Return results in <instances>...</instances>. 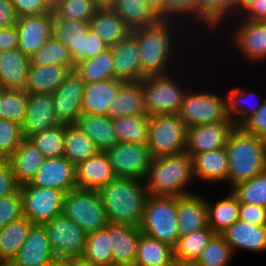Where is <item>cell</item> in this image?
I'll return each mask as SVG.
<instances>
[{
    "instance_id": "1",
    "label": "cell",
    "mask_w": 266,
    "mask_h": 266,
    "mask_svg": "<svg viewBox=\"0 0 266 266\" xmlns=\"http://www.w3.org/2000/svg\"><path fill=\"white\" fill-rule=\"evenodd\" d=\"M184 24L175 20L161 19L156 24L131 31L137 38L140 67L145 76L165 75L179 69L178 64L180 63L178 60H183L180 54L184 52L180 50L185 45L181 42H187L182 32L184 31L186 35L185 31L189 30L190 32L191 30L186 29ZM181 26L183 29H181ZM183 38L185 40H182Z\"/></svg>"
},
{
    "instance_id": "2",
    "label": "cell",
    "mask_w": 266,
    "mask_h": 266,
    "mask_svg": "<svg viewBox=\"0 0 266 266\" xmlns=\"http://www.w3.org/2000/svg\"><path fill=\"white\" fill-rule=\"evenodd\" d=\"M98 193L110 223L139 227L149 197L145 180L115 177Z\"/></svg>"
},
{
    "instance_id": "3",
    "label": "cell",
    "mask_w": 266,
    "mask_h": 266,
    "mask_svg": "<svg viewBox=\"0 0 266 266\" xmlns=\"http://www.w3.org/2000/svg\"><path fill=\"white\" fill-rule=\"evenodd\" d=\"M194 180L193 157L186 152L153 158L145 178L149 195L175 197L193 193L187 186Z\"/></svg>"
},
{
    "instance_id": "4",
    "label": "cell",
    "mask_w": 266,
    "mask_h": 266,
    "mask_svg": "<svg viewBox=\"0 0 266 266\" xmlns=\"http://www.w3.org/2000/svg\"><path fill=\"white\" fill-rule=\"evenodd\" d=\"M226 151L231 188L266 171V145L263 138L249 135L236 127L228 138Z\"/></svg>"
},
{
    "instance_id": "5",
    "label": "cell",
    "mask_w": 266,
    "mask_h": 266,
    "mask_svg": "<svg viewBox=\"0 0 266 266\" xmlns=\"http://www.w3.org/2000/svg\"><path fill=\"white\" fill-rule=\"evenodd\" d=\"M139 229L174 248L179 238L177 197L149 195Z\"/></svg>"
},
{
    "instance_id": "6",
    "label": "cell",
    "mask_w": 266,
    "mask_h": 266,
    "mask_svg": "<svg viewBox=\"0 0 266 266\" xmlns=\"http://www.w3.org/2000/svg\"><path fill=\"white\" fill-rule=\"evenodd\" d=\"M176 74L175 71V74L171 72L165 75H150L141 80L144 106L148 115L179 112L184 96L191 86H183Z\"/></svg>"
},
{
    "instance_id": "7",
    "label": "cell",
    "mask_w": 266,
    "mask_h": 266,
    "mask_svg": "<svg viewBox=\"0 0 266 266\" xmlns=\"http://www.w3.org/2000/svg\"><path fill=\"white\" fill-rule=\"evenodd\" d=\"M210 91L201 92L200 89L195 91L192 86L185 94L177 114L188 128L230 119L227 113L226 95L223 97Z\"/></svg>"
},
{
    "instance_id": "8",
    "label": "cell",
    "mask_w": 266,
    "mask_h": 266,
    "mask_svg": "<svg viewBox=\"0 0 266 266\" xmlns=\"http://www.w3.org/2000/svg\"><path fill=\"white\" fill-rule=\"evenodd\" d=\"M63 213L87 234L104 229L110 222L97 190L75 188L65 194Z\"/></svg>"
},
{
    "instance_id": "9",
    "label": "cell",
    "mask_w": 266,
    "mask_h": 266,
    "mask_svg": "<svg viewBox=\"0 0 266 266\" xmlns=\"http://www.w3.org/2000/svg\"><path fill=\"white\" fill-rule=\"evenodd\" d=\"M187 129L178 114L151 115L147 145L153 158L185 152Z\"/></svg>"
},
{
    "instance_id": "10",
    "label": "cell",
    "mask_w": 266,
    "mask_h": 266,
    "mask_svg": "<svg viewBox=\"0 0 266 266\" xmlns=\"http://www.w3.org/2000/svg\"><path fill=\"white\" fill-rule=\"evenodd\" d=\"M20 192L23 215L33 224L43 225L63 213L65 193L61 190L27 183L21 185Z\"/></svg>"
},
{
    "instance_id": "11",
    "label": "cell",
    "mask_w": 266,
    "mask_h": 266,
    "mask_svg": "<svg viewBox=\"0 0 266 266\" xmlns=\"http://www.w3.org/2000/svg\"><path fill=\"white\" fill-rule=\"evenodd\" d=\"M56 258L82 257L87 233L64 213L43 224Z\"/></svg>"
},
{
    "instance_id": "12",
    "label": "cell",
    "mask_w": 266,
    "mask_h": 266,
    "mask_svg": "<svg viewBox=\"0 0 266 266\" xmlns=\"http://www.w3.org/2000/svg\"><path fill=\"white\" fill-rule=\"evenodd\" d=\"M106 154L116 177L145 180L153 160L147 144L119 142Z\"/></svg>"
},
{
    "instance_id": "13",
    "label": "cell",
    "mask_w": 266,
    "mask_h": 266,
    "mask_svg": "<svg viewBox=\"0 0 266 266\" xmlns=\"http://www.w3.org/2000/svg\"><path fill=\"white\" fill-rule=\"evenodd\" d=\"M227 25H233V28L229 26L232 31V39L229 40H232L234 49H238L243 59L252 63L266 61V24L263 21H250L236 16Z\"/></svg>"
},
{
    "instance_id": "14",
    "label": "cell",
    "mask_w": 266,
    "mask_h": 266,
    "mask_svg": "<svg viewBox=\"0 0 266 266\" xmlns=\"http://www.w3.org/2000/svg\"><path fill=\"white\" fill-rule=\"evenodd\" d=\"M54 12L18 17V49L31 57L53 36Z\"/></svg>"
},
{
    "instance_id": "15",
    "label": "cell",
    "mask_w": 266,
    "mask_h": 266,
    "mask_svg": "<svg viewBox=\"0 0 266 266\" xmlns=\"http://www.w3.org/2000/svg\"><path fill=\"white\" fill-rule=\"evenodd\" d=\"M85 83L71 71L64 82L52 93L53 105L61 124H75L82 115Z\"/></svg>"
},
{
    "instance_id": "16",
    "label": "cell",
    "mask_w": 266,
    "mask_h": 266,
    "mask_svg": "<svg viewBox=\"0 0 266 266\" xmlns=\"http://www.w3.org/2000/svg\"><path fill=\"white\" fill-rule=\"evenodd\" d=\"M236 125L229 119L211 124L192 126L187 129L185 152L190 156L206 151L225 148L230 134Z\"/></svg>"
},
{
    "instance_id": "17",
    "label": "cell",
    "mask_w": 266,
    "mask_h": 266,
    "mask_svg": "<svg viewBox=\"0 0 266 266\" xmlns=\"http://www.w3.org/2000/svg\"><path fill=\"white\" fill-rule=\"evenodd\" d=\"M61 125L56 116L52 94L27 93L26 117L22 124L24 139Z\"/></svg>"
},
{
    "instance_id": "18",
    "label": "cell",
    "mask_w": 266,
    "mask_h": 266,
    "mask_svg": "<svg viewBox=\"0 0 266 266\" xmlns=\"http://www.w3.org/2000/svg\"><path fill=\"white\" fill-rule=\"evenodd\" d=\"M55 258L46 228L34 224L26 241L7 266H47Z\"/></svg>"
},
{
    "instance_id": "19",
    "label": "cell",
    "mask_w": 266,
    "mask_h": 266,
    "mask_svg": "<svg viewBox=\"0 0 266 266\" xmlns=\"http://www.w3.org/2000/svg\"><path fill=\"white\" fill-rule=\"evenodd\" d=\"M31 184L42 188L58 189L66 194L78 187L76 168L65 156L47 158Z\"/></svg>"
},
{
    "instance_id": "20",
    "label": "cell",
    "mask_w": 266,
    "mask_h": 266,
    "mask_svg": "<svg viewBox=\"0 0 266 266\" xmlns=\"http://www.w3.org/2000/svg\"><path fill=\"white\" fill-rule=\"evenodd\" d=\"M111 48L116 79L138 82L146 77L140 67L137 38L132 32Z\"/></svg>"
},
{
    "instance_id": "21",
    "label": "cell",
    "mask_w": 266,
    "mask_h": 266,
    "mask_svg": "<svg viewBox=\"0 0 266 266\" xmlns=\"http://www.w3.org/2000/svg\"><path fill=\"white\" fill-rule=\"evenodd\" d=\"M191 193L177 197L179 237L208 227L206 197Z\"/></svg>"
},
{
    "instance_id": "22",
    "label": "cell",
    "mask_w": 266,
    "mask_h": 266,
    "mask_svg": "<svg viewBox=\"0 0 266 266\" xmlns=\"http://www.w3.org/2000/svg\"><path fill=\"white\" fill-rule=\"evenodd\" d=\"M106 228L111 237L112 264L134 266L142 233L139 227L109 223Z\"/></svg>"
},
{
    "instance_id": "23",
    "label": "cell",
    "mask_w": 266,
    "mask_h": 266,
    "mask_svg": "<svg viewBox=\"0 0 266 266\" xmlns=\"http://www.w3.org/2000/svg\"><path fill=\"white\" fill-rule=\"evenodd\" d=\"M78 188L99 190L116 176L106 152L99 151L76 167Z\"/></svg>"
},
{
    "instance_id": "24",
    "label": "cell",
    "mask_w": 266,
    "mask_h": 266,
    "mask_svg": "<svg viewBox=\"0 0 266 266\" xmlns=\"http://www.w3.org/2000/svg\"><path fill=\"white\" fill-rule=\"evenodd\" d=\"M89 21L69 19L53 20V36L69 48L74 64L86 60Z\"/></svg>"
},
{
    "instance_id": "25",
    "label": "cell",
    "mask_w": 266,
    "mask_h": 266,
    "mask_svg": "<svg viewBox=\"0 0 266 266\" xmlns=\"http://www.w3.org/2000/svg\"><path fill=\"white\" fill-rule=\"evenodd\" d=\"M222 235L231 246L234 255L240 249L254 253L266 251V226L253 225L238 220Z\"/></svg>"
},
{
    "instance_id": "26",
    "label": "cell",
    "mask_w": 266,
    "mask_h": 266,
    "mask_svg": "<svg viewBox=\"0 0 266 266\" xmlns=\"http://www.w3.org/2000/svg\"><path fill=\"white\" fill-rule=\"evenodd\" d=\"M30 58L18 48L0 51V88L24 90Z\"/></svg>"
},
{
    "instance_id": "27",
    "label": "cell",
    "mask_w": 266,
    "mask_h": 266,
    "mask_svg": "<svg viewBox=\"0 0 266 266\" xmlns=\"http://www.w3.org/2000/svg\"><path fill=\"white\" fill-rule=\"evenodd\" d=\"M124 83V81L115 78L85 84L82 112L89 115L107 116L112 100Z\"/></svg>"
},
{
    "instance_id": "28",
    "label": "cell",
    "mask_w": 266,
    "mask_h": 266,
    "mask_svg": "<svg viewBox=\"0 0 266 266\" xmlns=\"http://www.w3.org/2000/svg\"><path fill=\"white\" fill-rule=\"evenodd\" d=\"M193 157L196 180L206 183H228V155L225 148L195 154Z\"/></svg>"
},
{
    "instance_id": "29",
    "label": "cell",
    "mask_w": 266,
    "mask_h": 266,
    "mask_svg": "<svg viewBox=\"0 0 266 266\" xmlns=\"http://www.w3.org/2000/svg\"><path fill=\"white\" fill-rule=\"evenodd\" d=\"M231 19H234L233 0H197L196 26L199 27L197 33H201L200 29L203 25L205 33L208 34V30L214 34L215 30L218 31V28L225 26V23V28H228L227 24Z\"/></svg>"
},
{
    "instance_id": "30",
    "label": "cell",
    "mask_w": 266,
    "mask_h": 266,
    "mask_svg": "<svg viewBox=\"0 0 266 266\" xmlns=\"http://www.w3.org/2000/svg\"><path fill=\"white\" fill-rule=\"evenodd\" d=\"M89 28L112 47L132 30L112 8H99L89 21Z\"/></svg>"
},
{
    "instance_id": "31",
    "label": "cell",
    "mask_w": 266,
    "mask_h": 266,
    "mask_svg": "<svg viewBox=\"0 0 266 266\" xmlns=\"http://www.w3.org/2000/svg\"><path fill=\"white\" fill-rule=\"evenodd\" d=\"M70 72L67 66L30 64L24 90L27 93L52 94Z\"/></svg>"
},
{
    "instance_id": "32",
    "label": "cell",
    "mask_w": 266,
    "mask_h": 266,
    "mask_svg": "<svg viewBox=\"0 0 266 266\" xmlns=\"http://www.w3.org/2000/svg\"><path fill=\"white\" fill-rule=\"evenodd\" d=\"M7 160L19 184L24 185L32 182L46 158L28 139H24Z\"/></svg>"
},
{
    "instance_id": "33",
    "label": "cell",
    "mask_w": 266,
    "mask_h": 266,
    "mask_svg": "<svg viewBox=\"0 0 266 266\" xmlns=\"http://www.w3.org/2000/svg\"><path fill=\"white\" fill-rule=\"evenodd\" d=\"M145 114L148 113L144 106L141 81L125 82L107 111V116L111 119Z\"/></svg>"
},
{
    "instance_id": "34",
    "label": "cell",
    "mask_w": 266,
    "mask_h": 266,
    "mask_svg": "<svg viewBox=\"0 0 266 266\" xmlns=\"http://www.w3.org/2000/svg\"><path fill=\"white\" fill-rule=\"evenodd\" d=\"M75 125L94 142L99 151L106 152L119 143L113 121L108 116L82 113Z\"/></svg>"
},
{
    "instance_id": "35",
    "label": "cell",
    "mask_w": 266,
    "mask_h": 266,
    "mask_svg": "<svg viewBox=\"0 0 266 266\" xmlns=\"http://www.w3.org/2000/svg\"><path fill=\"white\" fill-rule=\"evenodd\" d=\"M111 8L131 30L156 24L162 19L146 0H116Z\"/></svg>"
},
{
    "instance_id": "36",
    "label": "cell",
    "mask_w": 266,
    "mask_h": 266,
    "mask_svg": "<svg viewBox=\"0 0 266 266\" xmlns=\"http://www.w3.org/2000/svg\"><path fill=\"white\" fill-rule=\"evenodd\" d=\"M34 224L22 217L0 228V264L7 266L26 241Z\"/></svg>"
},
{
    "instance_id": "37",
    "label": "cell",
    "mask_w": 266,
    "mask_h": 266,
    "mask_svg": "<svg viewBox=\"0 0 266 266\" xmlns=\"http://www.w3.org/2000/svg\"><path fill=\"white\" fill-rule=\"evenodd\" d=\"M168 264H178L174 260L173 248L141 233L134 266H165Z\"/></svg>"
},
{
    "instance_id": "38",
    "label": "cell",
    "mask_w": 266,
    "mask_h": 266,
    "mask_svg": "<svg viewBox=\"0 0 266 266\" xmlns=\"http://www.w3.org/2000/svg\"><path fill=\"white\" fill-rule=\"evenodd\" d=\"M74 72L85 84L115 79L112 48H107L92 59L78 62L75 64Z\"/></svg>"
},
{
    "instance_id": "39",
    "label": "cell",
    "mask_w": 266,
    "mask_h": 266,
    "mask_svg": "<svg viewBox=\"0 0 266 266\" xmlns=\"http://www.w3.org/2000/svg\"><path fill=\"white\" fill-rule=\"evenodd\" d=\"M208 209V226L215 234H222L234 222L239 220V201L230 191L225 198L216 203L206 198Z\"/></svg>"
},
{
    "instance_id": "40",
    "label": "cell",
    "mask_w": 266,
    "mask_h": 266,
    "mask_svg": "<svg viewBox=\"0 0 266 266\" xmlns=\"http://www.w3.org/2000/svg\"><path fill=\"white\" fill-rule=\"evenodd\" d=\"M214 234V231L208 226L179 237L176 246L173 248L174 260L178 264L193 265Z\"/></svg>"
},
{
    "instance_id": "41",
    "label": "cell",
    "mask_w": 266,
    "mask_h": 266,
    "mask_svg": "<svg viewBox=\"0 0 266 266\" xmlns=\"http://www.w3.org/2000/svg\"><path fill=\"white\" fill-rule=\"evenodd\" d=\"M98 152L99 149L94 142L75 124L66 125L64 156L75 167Z\"/></svg>"
},
{
    "instance_id": "42",
    "label": "cell",
    "mask_w": 266,
    "mask_h": 266,
    "mask_svg": "<svg viewBox=\"0 0 266 266\" xmlns=\"http://www.w3.org/2000/svg\"><path fill=\"white\" fill-rule=\"evenodd\" d=\"M112 121L119 142L147 144L150 115L117 117Z\"/></svg>"
},
{
    "instance_id": "43",
    "label": "cell",
    "mask_w": 266,
    "mask_h": 266,
    "mask_svg": "<svg viewBox=\"0 0 266 266\" xmlns=\"http://www.w3.org/2000/svg\"><path fill=\"white\" fill-rule=\"evenodd\" d=\"M255 94V95H254ZM227 97V113L229 118L234 122L236 127H240L249 117L254 115L262 106V103L256 102L251 104V95L256 93L246 91V88H231L225 94ZM255 99V98H253ZM258 104V105H257ZM257 105V106H256Z\"/></svg>"
},
{
    "instance_id": "44",
    "label": "cell",
    "mask_w": 266,
    "mask_h": 266,
    "mask_svg": "<svg viewBox=\"0 0 266 266\" xmlns=\"http://www.w3.org/2000/svg\"><path fill=\"white\" fill-rule=\"evenodd\" d=\"M82 257L96 266L112 264L111 237L106 227L87 234Z\"/></svg>"
},
{
    "instance_id": "45",
    "label": "cell",
    "mask_w": 266,
    "mask_h": 266,
    "mask_svg": "<svg viewBox=\"0 0 266 266\" xmlns=\"http://www.w3.org/2000/svg\"><path fill=\"white\" fill-rule=\"evenodd\" d=\"M30 64L67 66L71 71L75 67L69 48L54 36L30 57Z\"/></svg>"
},
{
    "instance_id": "46",
    "label": "cell",
    "mask_w": 266,
    "mask_h": 266,
    "mask_svg": "<svg viewBox=\"0 0 266 266\" xmlns=\"http://www.w3.org/2000/svg\"><path fill=\"white\" fill-rule=\"evenodd\" d=\"M27 110V92L20 89L0 88V118L22 126Z\"/></svg>"
},
{
    "instance_id": "47",
    "label": "cell",
    "mask_w": 266,
    "mask_h": 266,
    "mask_svg": "<svg viewBox=\"0 0 266 266\" xmlns=\"http://www.w3.org/2000/svg\"><path fill=\"white\" fill-rule=\"evenodd\" d=\"M234 253L222 234H214L193 266H229Z\"/></svg>"
},
{
    "instance_id": "48",
    "label": "cell",
    "mask_w": 266,
    "mask_h": 266,
    "mask_svg": "<svg viewBox=\"0 0 266 266\" xmlns=\"http://www.w3.org/2000/svg\"><path fill=\"white\" fill-rule=\"evenodd\" d=\"M66 124L47 129L31 136L28 140L36 146L45 158L64 156Z\"/></svg>"
},
{
    "instance_id": "49",
    "label": "cell",
    "mask_w": 266,
    "mask_h": 266,
    "mask_svg": "<svg viewBox=\"0 0 266 266\" xmlns=\"http://www.w3.org/2000/svg\"><path fill=\"white\" fill-rule=\"evenodd\" d=\"M230 189L239 202L266 207V171Z\"/></svg>"
},
{
    "instance_id": "50",
    "label": "cell",
    "mask_w": 266,
    "mask_h": 266,
    "mask_svg": "<svg viewBox=\"0 0 266 266\" xmlns=\"http://www.w3.org/2000/svg\"><path fill=\"white\" fill-rule=\"evenodd\" d=\"M99 7L94 0H61L54 7V19L90 21Z\"/></svg>"
},
{
    "instance_id": "51",
    "label": "cell",
    "mask_w": 266,
    "mask_h": 266,
    "mask_svg": "<svg viewBox=\"0 0 266 266\" xmlns=\"http://www.w3.org/2000/svg\"><path fill=\"white\" fill-rule=\"evenodd\" d=\"M23 140L20 124L0 118V160H7Z\"/></svg>"
},
{
    "instance_id": "52",
    "label": "cell",
    "mask_w": 266,
    "mask_h": 266,
    "mask_svg": "<svg viewBox=\"0 0 266 266\" xmlns=\"http://www.w3.org/2000/svg\"><path fill=\"white\" fill-rule=\"evenodd\" d=\"M196 5L197 0H167V20L186 22V26L190 25V29L195 31ZM193 23L194 27L191 25Z\"/></svg>"
},
{
    "instance_id": "53",
    "label": "cell",
    "mask_w": 266,
    "mask_h": 266,
    "mask_svg": "<svg viewBox=\"0 0 266 266\" xmlns=\"http://www.w3.org/2000/svg\"><path fill=\"white\" fill-rule=\"evenodd\" d=\"M22 217L23 200L20 191L0 198V228Z\"/></svg>"
},
{
    "instance_id": "54",
    "label": "cell",
    "mask_w": 266,
    "mask_h": 266,
    "mask_svg": "<svg viewBox=\"0 0 266 266\" xmlns=\"http://www.w3.org/2000/svg\"><path fill=\"white\" fill-rule=\"evenodd\" d=\"M13 167L8 160H0V198L20 191Z\"/></svg>"
},
{
    "instance_id": "55",
    "label": "cell",
    "mask_w": 266,
    "mask_h": 266,
    "mask_svg": "<svg viewBox=\"0 0 266 266\" xmlns=\"http://www.w3.org/2000/svg\"><path fill=\"white\" fill-rule=\"evenodd\" d=\"M11 2L19 17L53 11V6L48 0H11Z\"/></svg>"
},
{
    "instance_id": "56",
    "label": "cell",
    "mask_w": 266,
    "mask_h": 266,
    "mask_svg": "<svg viewBox=\"0 0 266 266\" xmlns=\"http://www.w3.org/2000/svg\"><path fill=\"white\" fill-rule=\"evenodd\" d=\"M240 128L249 135L264 138L266 136V99L261 108L249 117Z\"/></svg>"
},
{
    "instance_id": "57",
    "label": "cell",
    "mask_w": 266,
    "mask_h": 266,
    "mask_svg": "<svg viewBox=\"0 0 266 266\" xmlns=\"http://www.w3.org/2000/svg\"><path fill=\"white\" fill-rule=\"evenodd\" d=\"M239 220L266 226V207L239 202Z\"/></svg>"
},
{
    "instance_id": "58",
    "label": "cell",
    "mask_w": 266,
    "mask_h": 266,
    "mask_svg": "<svg viewBox=\"0 0 266 266\" xmlns=\"http://www.w3.org/2000/svg\"><path fill=\"white\" fill-rule=\"evenodd\" d=\"M237 16L250 21L266 20V0H253Z\"/></svg>"
},
{
    "instance_id": "59",
    "label": "cell",
    "mask_w": 266,
    "mask_h": 266,
    "mask_svg": "<svg viewBox=\"0 0 266 266\" xmlns=\"http://www.w3.org/2000/svg\"><path fill=\"white\" fill-rule=\"evenodd\" d=\"M18 17L11 0H0V29L16 26Z\"/></svg>"
},
{
    "instance_id": "60",
    "label": "cell",
    "mask_w": 266,
    "mask_h": 266,
    "mask_svg": "<svg viewBox=\"0 0 266 266\" xmlns=\"http://www.w3.org/2000/svg\"><path fill=\"white\" fill-rule=\"evenodd\" d=\"M109 48L103 40L89 29L87 33L86 60L96 57L99 53Z\"/></svg>"
},
{
    "instance_id": "61",
    "label": "cell",
    "mask_w": 266,
    "mask_h": 266,
    "mask_svg": "<svg viewBox=\"0 0 266 266\" xmlns=\"http://www.w3.org/2000/svg\"><path fill=\"white\" fill-rule=\"evenodd\" d=\"M18 47V32L16 26L0 29V51Z\"/></svg>"
},
{
    "instance_id": "62",
    "label": "cell",
    "mask_w": 266,
    "mask_h": 266,
    "mask_svg": "<svg viewBox=\"0 0 266 266\" xmlns=\"http://www.w3.org/2000/svg\"><path fill=\"white\" fill-rule=\"evenodd\" d=\"M146 1L162 19H167V0H146Z\"/></svg>"
},
{
    "instance_id": "63",
    "label": "cell",
    "mask_w": 266,
    "mask_h": 266,
    "mask_svg": "<svg viewBox=\"0 0 266 266\" xmlns=\"http://www.w3.org/2000/svg\"><path fill=\"white\" fill-rule=\"evenodd\" d=\"M253 0H233V16L236 17Z\"/></svg>"
},
{
    "instance_id": "64",
    "label": "cell",
    "mask_w": 266,
    "mask_h": 266,
    "mask_svg": "<svg viewBox=\"0 0 266 266\" xmlns=\"http://www.w3.org/2000/svg\"><path fill=\"white\" fill-rule=\"evenodd\" d=\"M67 262L69 266H96L83 257L68 258Z\"/></svg>"
},
{
    "instance_id": "65",
    "label": "cell",
    "mask_w": 266,
    "mask_h": 266,
    "mask_svg": "<svg viewBox=\"0 0 266 266\" xmlns=\"http://www.w3.org/2000/svg\"><path fill=\"white\" fill-rule=\"evenodd\" d=\"M116 0H94L99 8H111Z\"/></svg>"
},
{
    "instance_id": "66",
    "label": "cell",
    "mask_w": 266,
    "mask_h": 266,
    "mask_svg": "<svg viewBox=\"0 0 266 266\" xmlns=\"http://www.w3.org/2000/svg\"><path fill=\"white\" fill-rule=\"evenodd\" d=\"M47 266H69L67 259L55 258Z\"/></svg>"
},
{
    "instance_id": "67",
    "label": "cell",
    "mask_w": 266,
    "mask_h": 266,
    "mask_svg": "<svg viewBox=\"0 0 266 266\" xmlns=\"http://www.w3.org/2000/svg\"><path fill=\"white\" fill-rule=\"evenodd\" d=\"M50 4L54 7L61 0H48Z\"/></svg>"
},
{
    "instance_id": "68",
    "label": "cell",
    "mask_w": 266,
    "mask_h": 266,
    "mask_svg": "<svg viewBox=\"0 0 266 266\" xmlns=\"http://www.w3.org/2000/svg\"><path fill=\"white\" fill-rule=\"evenodd\" d=\"M103 266H126V265H119V264H109V265H103Z\"/></svg>"
},
{
    "instance_id": "69",
    "label": "cell",
    "mask_w": 266,
    "mask_h": 266,
    "mask_svg": "<svg viewBox=\"0 0 266 266\" xmlns=\"http://www.w3.org/2000/svg\"><path fill=\"white\" fill-rule=\"evenodd\" d=\"M177 266H193V265H188V264H178Z\"/></svg>"
},
{
    "instance_id": "70",
    "label": "cell",
    "mask_w": 266,
    "mask_h": 266,
    "mask_svg": "<svg viewBox=\"0 0 266 266\" xmlns=\"http://www.w3.org/2000/svg\"><path fill=\"white\" fill-rule=\"evenodd\" d=\"M178 264H168V265H165V266H177Z\"/></svg>"
},
{
    "instance_id": "71",
    "label": "cell",
    "mask_w": 266,
    "mask_h": 266,
    "mask_svg": "<svg viewBox=\"0 0 266 266\" xmlns=\"http://www.w3.org/2000/svg\"><path fill=\"white\" fill-rule=\"evenodd\" d=\"M263 141L265 142V145H266V136L263 138Z\"/></svg>"
}]
</instances>
